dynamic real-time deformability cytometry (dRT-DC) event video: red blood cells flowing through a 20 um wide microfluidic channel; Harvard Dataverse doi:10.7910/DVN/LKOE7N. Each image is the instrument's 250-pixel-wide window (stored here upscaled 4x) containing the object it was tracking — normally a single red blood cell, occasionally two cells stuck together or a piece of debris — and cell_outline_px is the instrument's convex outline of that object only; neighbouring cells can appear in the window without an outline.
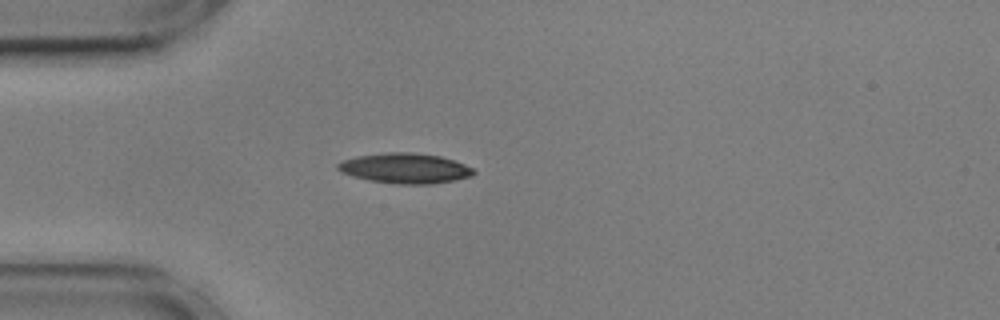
{"species": "common noctule bat (a hibernating species)", "species_latin": "Nyctalus noctula", "temperature_condition": "cold", "stored_images_in_passage": 41, "camera_frame_rate_fps": 3000, "um_per_image_px": 0.085, "animal": {"sex": "male", "body_mass_g": 17.9, "forearm_length_mm": 54.2}, "frame": {"image": 1, "passage_image": 1, "time_ms": 0.0, "image_size_px": [1000, 320], "cell_outline_px": [[476, 172], [472, 176], [432, 184], [396, 184], [368, 180], [352, 176], [340, 172], [336, 168], [336, 164], [344, 160], [356, 156], [388, 152], [412, 152], [440, 156], [464, 164], [472, 168]], "centroid_in_image_um": [34.39, 14.3], "position_along_channel_um": 50.6, "area_um2": 23.87}}
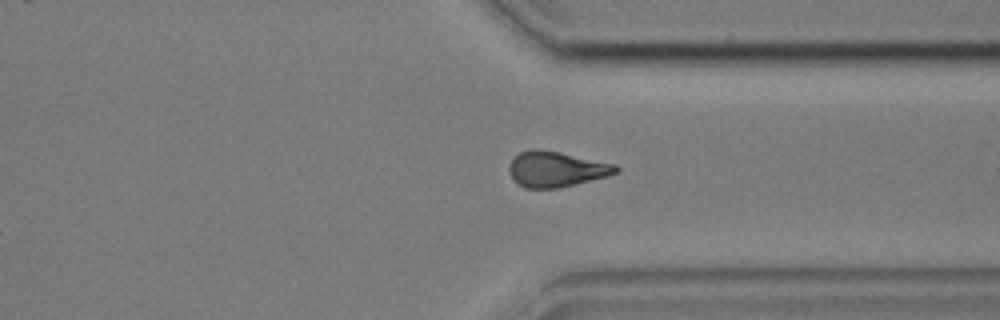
{"frame": {"image": 2, "passage_image": 28, "time_ms": 9.0, "image_size_px": [1000, 320], "cell_outline_px": [[620, 168], [616, 172], [608, 176], [560, 188], [524, 188], [512, 176], [508, 168], [512, 160], [520, 152], [532, 148], [536, 148], [560, 152], [616, 164]], "centroid_in_image_um": [47.3, 14.37], "position_along_channel_um": 364.1, "area_um2": 21.96}}
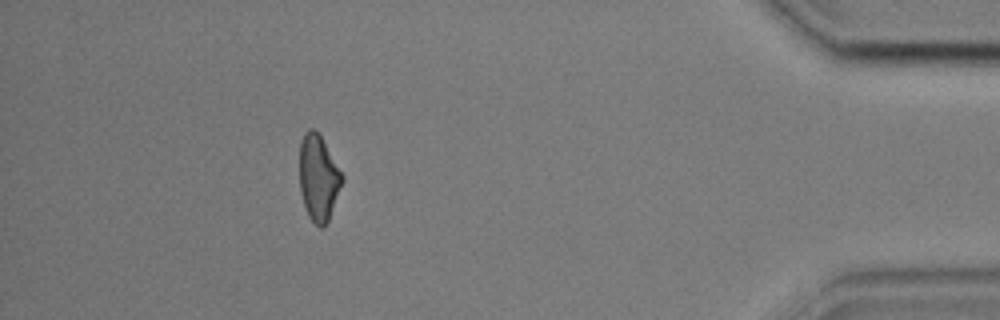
{"frame": {"image": 3, "passage_image": 36, "time_ms": 11.667, "image_size_px": [1000, 320], "cell_outline_px": [[344, 180], [328, 220], [324, 228], [320, 228], [308, 216], [300, 192], [300, 140], [304, 132], [308, 128], [312, 128], [320, 136], [344, 176]], "centroid_in_image_um": [27.06, 15.12], "position_along_channel_um": 408.1, "area_um2": 21.15}, "authors_computed_cell_mechanics": {"area_um2": 22.4264, "velocity_mm_per_s": 3.5898, "shape_relaxation_time_tau1_ms": 4.1731, "shape_relaxation_time_tau2_ms": null, "deformation_change_tau1": 0.1439, "deformation_change_tau2": null}}